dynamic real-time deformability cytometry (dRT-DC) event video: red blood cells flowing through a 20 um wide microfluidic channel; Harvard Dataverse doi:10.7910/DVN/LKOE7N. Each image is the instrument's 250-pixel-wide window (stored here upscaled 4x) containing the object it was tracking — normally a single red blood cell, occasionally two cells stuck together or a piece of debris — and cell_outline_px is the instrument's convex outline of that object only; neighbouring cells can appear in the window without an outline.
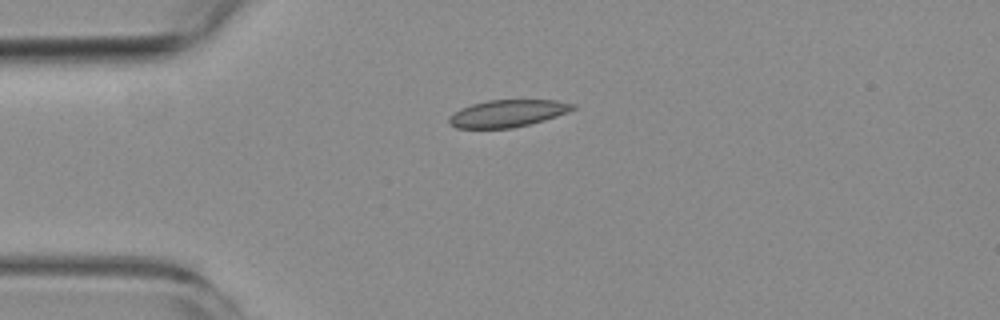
{"species": "common noctule bat (a hibernating species)", "species_latin": "Nyctalus noctula", "temperature_condition": "room temperature", "stored_images_in_passage": 8, "camera_frame_rate_fps": 3000, "um_per_image_px": 0.085, "animal": {"sex": "female", "body_mass_g": 19.3, "forearm_length_mm": 54.1}, "frame": {"image": 1, "passage_image": 1, "time_ms": 0.0, "image_size_px": [1000, 320], "cell_outline_px": [[576, 108], [568, 112], [544, 120], [512, 128], [456, 128], [448, 124], [448, 116], [460, 108], [472, 104], [488, 100], [556, 100], [576, 104]], "centroid_in_image_um": [43.12, 9.63], "position_along_channel_um": 41.9, "area_um2": 19.65}}
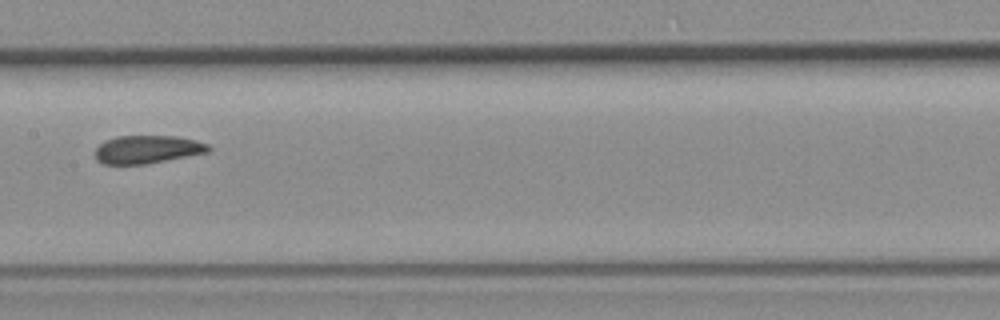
{"frame": {"image": 2, "passage_image": 5, "time_ms": 4.667, "image_size_px": [1000, 320], "cell_outline_px": [[212, 148], [208, 152], [144, 164], [104, 164], [96, 160], [96, 148], [104, 140], [116, 136], [176, 136], [196, 140], [208, 144]], "centroid_in_image_um": [12.51, 12.69], "position_along_channel_um": 194.9, "area_um2": 18.44}}
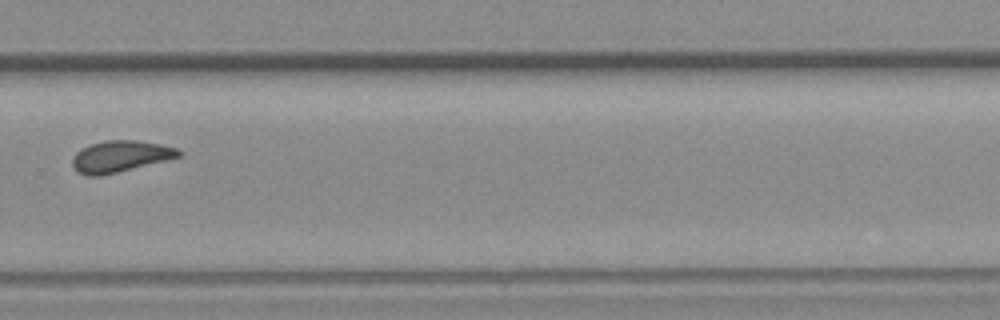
{"frame": {"image": 3, "passage_image": 8, "time_ms": 8.0, "image_size_px": [1000, 320], "cell_outline_px": [[180, 156], [100, 176], [88, 176], [76, 172], [72, 164], [72, 156], [80, 148], [104, 140], [136, 140], [160, 144], [176, 148], [180, 152]], "centroid_in_image_um": [10.13, 13.28], "position_along_channel_um": 319.7, "area_um2": 19.19}}